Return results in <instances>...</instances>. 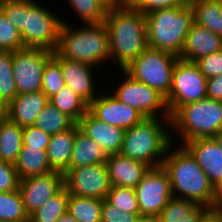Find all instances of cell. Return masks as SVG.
<instances>
[{"mask_svg":"<svg viewBox=\"0 0 222 222\" xmlns=\"http://www.w3.org/2000/svg\"><path fill=\"white\" fill-rule=\"evenodd\" d=\"M110 43V61L124 70L147 47L146 17L132 4L108 8L104 20Z\"/></svg>","mask_w":222,"mask_h":222,"instance_id":"1","label":"cell"},{"mask_svg":"<svg viewBox=\"0 0 222 222\" xmlns=\"http://www.w3.org/2000/svg\"><path fill=\"white\" fill-rule=\"evenodd\" d=\"M171 144L162 162L170 181L172 197L191 200L215 210L216 189L192 154L180 144Z\"/></svg>","mask_w":222,"mask_h":222,"instance_id":"2","label":"cell"},{"mask_svg":"<svg viewBox=\"0 0 222 222\" xmlns=\"http://www.w3.org/2000/svg\"><path fill=\"white\" fill-rule=\"evenodd\" d=\"M169 129L170 118H144L138 125L125 130L119 153L151 168L160 167L168 148L175 143Z\"/></svg>","mask_w":222,"mask_h":222,"instance_id":"3","label":"cell"},{"mask_svg":"<svg viewBox=\"0 0 222 222\" xmlns=\"http://www.w3.org/2000/svg\"><path fill=\"white\" fill-rule=\"evenodd\" d=\"M56 52L63 58L97 66L110 61V43L105 23L74 27L62 20Z\"/></svg>","mask_w":222,"mask_h":222,"instance_id":"4","label":"cell"},{"mask_svg":"<svg viewBox=\"0 0 222 222\" xmlns=\"http://www.w3.org/2000/svg\"><path fill=\"white\" fill-rule=\"evenodd\" d=\"M145 17L148 47L179 56L194 22L190 5L158 9Z\"/></svg>","mask_w":222,"mask_h":222,"instance_id":"5","label":"cell"},{"mask_svg":"<svg viewBox=\"0 0 222 222\" xmlns=\"http://www.w3.org/2000/svg\"><path fill=\"white\" fill-rule=\"evenodd\" d=\"M171 131L183 142L210 138L222 131V101L205 98L180 106L171 116Z\"/></svg>","mask_w":222,"mask_h":222,"instance_id":"6","label":"cell"},{"mask_svg":"<svg viewBox=\"0 0 222 222\" xmlns=\"http://www.w3.org/2000/svg\"><path fill=\"white\" fill-rule=\"evenodd\" d=\"M178 59L173 53L147 47L124 71L167 98L172 86V72Z\"/></svg>","mask_w":222,"mask_h":222,"instance_id":"7","label":"cell"},{"mask_svg":"<svg viewBox=\"0 0 222 222\" xmlns=\"http://www.w3.org/2000/svg\"><path fill=\"white\" fill-rule=\"evenodd\" d=\"M50 11L37 0H28L25 29L21 33L24 47L56 51L63 19Z\"/></svg>","mask_w":222,"mask_h":222,"instance_id":"8","label":"cell"},{"mask_svg":"<svg viewBox=\"0 0 222 222\" xmlns=\"http://www.w3.org/2000/svg\"><path fill=\"white\" fill-rule=\"evenodd\" d=\"M207 98V78L194 62L178 59L166 104L170 116L182 105Z\"/></svg>","mask_w":222,"mask_h":222,"instance_id":"9","label":"cell"},{"mask_svg":"<svg viewBox=\"0 0 222 222\" xmlns=\"http://www.w3.org/2000/svg\"><path fill=\"white\" fill-rule=\"evenodd\" d=\"M122 76L125 78L124 81L117 84V89L112 92L118 100L133 107L145 118H159L160 116L170 118L166 98L163 95L145 83L133 79L124 70H122Z\"/></svg>","mask_w":222,"mask_h":222,"instance_id":"10","label":"cell"},{"mask_svg":"<svg viewBox=\"0 0 222 222\" xmlns=\"http://www.w3.org/2000/svg\"><path fill=\"white\" fill-rule=\"evenodd\" d=\"M53 51L25 47L13 51V76L18 94L41 90L43 71Z\"/></svg>","mask_w":222,"mask_h":222,"instance_id":"11","label":"cell"},{"mask_svg":"<svg viewBox=\"0 0 222 222\" xmlns=\"http://www.w3.org/2000/svg\"><path fill=\"white\" fill-rule=\"evenodd\" d=\"M134 190L140 217L156 219L172 198L169 176L162 166L150 168Z\"/></svg>","mask_w":222,"mask_h":222,"instance_id":"12","label":"cell"},{"mask_svg":"<svg viewBox=\"0 0 222 222\" xmlns=\"http://www.w3.org/2000/svg\"><path fill=\"white\" fill-rule=\"evenodd\" d=\"M64 187L72 195L104 200L111 188L106 163L69 168Z\"/></svg>","mask_w":222,"mask_h":222,"instance_id":"13","label":"cell"},{"mask_svg":"<svg viewBox=\"0 0 222 222\" xmlns=\"http://www.w3.org/2000/svg\"><path fill=\"white\" fill-rule=\"evenodd\" d=\"M63 188L64 174L57 171L20 179L19 181V191L29 216Z\"/></svg>","mask_w":222,"mask_h":222,"instance_id":"14","label":"cell"},{"mask_svg":"<svg viewBox=\"0 0 222 222\" xmlns=\"http://www.w3.org/2000/svg\"><path fill=\"white\" fill-rule=\"evenodd\" d=\"M98 120L121 129L138 125L145 117L133 107L121 102L111 93L99 94L88 106Z\"/></svg>","mask_w":222,"mask_h":222,"instance_id":"15","label":"cell"},{"mask_svg":"<svg viewBox=\"0 0 222 222\" xmlns=\"http://www.w3.org/2000/svg\"><path fill=\"white\" fill-rule=\"evenodd\" d=\"M52 57L61 66L65 85L90 104L99 95L97 93H100L96 91L99 85H97L98 83L94 80L95 76H93V69L96 67L83 62L63 58L56 51L53 52Z\"/></svg>","mask_w":222,"mask_h":222,"instance_id":"16","label":"cell"},{"mask_svg":"<svg viewBox=\"0 0 222 222\" xmlns=\"http://www.w3.org/2000/svg\"><path fill=\"white\" fill-rule=\"evenodd\" d=\"M183 146L192 154L210 183L217 189L222 183V147L213 138H196Z\"/></svg>","mask_w":222,"mask_h":222,"instance_id":"17","label":"cell"},{"mask_svg":"<svg viewBox=\"0 0 222 222\" xmlns=\"http://www.w3.org/2000/svg\"><path fill=\"white\" fill-rule=\"evenodd\" d=\"M79 129L107 154L120 152L125 130L95 118L89 111L77 122Z\"/></svg>","mask_w":222,"mask_h":222,"instance_id":"18","label":"cell"},{"mask_svg":"<svg viewBox=\"0 0 222 222\" xmlns=\"http://www.w3.org/2000/svg\"><path fill=\"white\" fill-rule=\"evenodd\" d=\"M105 163L111 186L133 189L151 168L144 162L131 159L120 153L108 155Z\"/></svg>","mask_w":222,"mask_h":222,"instance_id":"19","label":"cell"},{"mask_svg":"<svg viewBox=\"0 0 222 222\" xmlns=\"http://www.w3.org/2000/svg\"><path fill=\"white\" fill-rule=\"evenodd\" d=\"M222 49V37L195 22L189 29L179 59L195 62L197 59Z\"/></svg>","mask_w":222,"mask_h":222,"instance_id":"20","label":"cell"},{"mask_svg":"<svg viewBox=\"0 0 222 222\" xmlns=\"http://www.w3.org/2000/svg\"><path fill=\"white\" fill-rule=\"evenodd\" d=\"M48 102L49 99L41 90L18 94L7 105V117L22 128L32 126Z\"/></svg>","mask_w":222,"mask_h":222,"instance_id":"21","label":"cell"},{"mask_svg":"<svg viewBox=\"0 0 222 222\" xmlns=\"http://www.w3.org/2000/svg\"><path fill=\"white\" fill-rule=\"evenodd\" d=\"M78 129L79 126L75 123L70 129L51 135L46 154L54 171L64 174L70 168L74 138Z\"/></svg>","mask_w":222,"mask_h":222,"instance_id":"22","label":"cell"},{"mask_svg":"<svg viewBox=\"0 0 222 222\" xmlns=\"http://www.w3.org/2000/svg\"><path fill=\"white\" fill-rule=\"evenodd\" d=\"M210 210L203 204L172 197L155 220L156 222H200Z\"/></svg>","mask_w":222,"mask_h":222,"instance_id":"23","label":"cell"},{"mask_svg":"<svg viewBox=\"0 0 222 222\" xmlns=\"http://www.w3.org/2000/svg\"><path fill=\"white\" fill-rule=\"evenodd\" d=\"M108 155L80 129L76 131L70 168L105 163Z\"/></svg>","mask_w":222,"mask_h":222,"instance_id":"24","label":"cell"},{"mask_svg":"<svg viewBox=\"0 0 222 222\" xmlns=\"http://www.w3.org/2000/svg\"><path fill=\"white\" fill-rule=\"evenodd\" d=\"M19 179L44 175L54 170L46 154V150L22 146L14 164Z\"/></svg>","mask_w":222,"mask_h":222,"instance_id":"25","label":"cell"},{"mask_svg":"<svg viewBox=\"0 0 222 222\" xmlns=\"http://www.w3.org/2000/svg\"><path fill=\"white\" fill-rule=\"evenodd\" d=\"M195 23L222 37V0H190Z\"/></svg>","mask_w":222,"mask_h":222,"instance_id":"26","label":"cell"},{"mask_svg":"<svg viewBox=\"0 0 222 222\" xmlns=\"http://www.w3.org/2000/svg\"><path fill=\"white\" fill-rule=\"evenodd\" d=\"M23 146V128L6 117L0 123V161L15 164Z\"/></svg>","mask_w":222,"mask_h":222,"instance_id":"27","label":"cell"},{"mask_svg":"<svg viewBox=\"0 0 222 222\" xmlns=\"http://www.w3.org/2000/svg\"><path fill=\"white\" fill-rule=\"evenodd\" d=\"M103 200L70 194L67 211L78 222H101Z\"/></svg>","mask_w":222,"mask_h":222,"instance_id":"28","label":"cell"},{"mask_svg":"<svg viewBox=\"0 0 222 222\" xmlns=\"http://www.w3.org/2000/svg\"><path fill=\"white\" fill-rule=\"evenodd\" d=\"M49 102L61 112L66 113L76 123L86 114L89 104L65 85Z\"/></svg>","mask_w":222,"mask_h":222,"instance_id":"29","label":"cell"},{"mask_svg":"<svg viewBox=\"0 0 222 222\" xmlns=\"http://www.w3.org/2000/svg\"><path fill=\"white\" fill-rule=\"evenodd\" d=\"M75 123L66 113L61 112L48 102L38 115L34 126L50 135H55L58 132L70 129Z\"/></svg>","mask_w":222,"mask_h":222,"instance_id":"30","label":"cell"},{"mask_svg":"<svg viewBox=\"0 0 222 222\" xmlns=\"http://www.w3.org/2000/svg\"><path fill=\"white\" fill-rule=\"evenodd\" d=\"M70 194L64 187L42 207L29 216V222H57L67 212Z\"/></svg>","mask_w":222,"mask_h":222,"instance_id":"31","label":"cell"},{"mask_svg":"<svg viewBox=\"0 0 222 222\" xmlns=\"http://www.w3.org/2000/svg\"><path fill=\"white\" fill-rule=\"evenodd\" d=\"M17 95L13 76V52L0 51V100L8 105Z\"/></svg>","mask_w":222,"mask_h":222,"instance_id":"32","label":"cell"},{"mask_svg":"<svg viewBox=\"0 0 222 222\" xmlns=\"http://www.w3.org/2000/svg\"><path fill=\"white\" fill-rule=\"evenodd\" d=\"M0 221H29L19 189L0 192Z\"/></svg>","mask_w":222,"mask_h":222,"instance_id":"33","label":"cell"},{"mask_svg":"<svg viewBox=\"0 0 222 222\" xmlns=\"http://www.w3.org/2000/svg\"><path fill=\"white\" fill-rule=\"evenodd\" d=\"M69 5L84 24L104 22L108 7L101 0H68Z\"/></svg>","mask_w":222,"mask_h":222,"instance_id":"34","label":"cell"},{"mask_svg":"<svg viewBox=\"0 0 222 222\" xmlns=\"http://www.w3.org/2000/svg\"><path fill=\"white\" fill-rule=\"evenodd\" d=\"M105 200L128 213H140L138 200L133 188L111 186Z\"/></svg>","mask_w":222,"mask_h":222,"instance_id":"35","label":"cell"},{"mask_svg":"<svg viewBox=\"0 0 222 222\" xmlns=\"http://www.w3.org/2000/svg\"><path fill=\"white\" fill-rule=\"evenodd\" d=\"M65 86L64 76L61 71V66L52 57L45 65L43 71L41 91L49 99L57 94Z\"/></svg>","mask_w":222,"mask_h":222,"instance_id":"36","label":"cell"},{"mask_svg":"<svg viewBox=\"0 0 222 222\" xmlns=\"http://www.w3.org/2000/svg\"><path fill=\"white\" fill-rule=\"evenodd\" d=\"M0 9L21 34L25 29L28 0H0Z\"/></svg>","mask_w":222,"mask_h":222,"instance_id":"37","label":"cell"},{"mask_svg":"<svg viewBox=\"0 0 222 222\" xmlns=\"http://www.w3.org/2000/svg\"><path fill=\"white\" fill-rule=\"evenodd\" d=\"M25 48L21 34L7 20L0 9V51H16Z\"/></svg>","mask_w":222,"mask_h":222,"instance_id":"38","label":"cell"},{"mask_svg":"<svg viewBox=\"0 0 222 222\" xmlns=\"http://www.w3.org/2000/svg\"><path fill=\"white\" fill-rule=\"evenodd\" d=\"M199 71L208 79L222 75V49L201 57L194 62Z\"/></svg>","mask_w":222,"mask_h":222,"instance_id":"39","label":"cell"},{"mask_svg":"<svg viewBox=\"0 0 222 222\" xmlns=\"http://www.w3.org/2000/svg\"><path fill=\"white\" fill-rule=\"evenodd\" d=\"M51 135L32 125L23 128V146L46 150Z\"/></svg>","mask_w":222,"mask_h":222,"instance_id":"40","label":"cell"},{"mask_svg":"<svg viewBox=\"0 0 222 222\" xmlns=\"http://www.w3.org/2000/svg\"><path fill=\"white\" fill-rule=\"evenodd\" d=\"M140 213H128L103 200L101 222H135Z\"/></svg>","mask_w":222,"mask_h":222,"instance_id":"41","label":"cell"},{"mask_svg":"<svg viewBox=\"0 0 222 222\" xmlns=\"http://www.w3.org/2000/svg\"><path fill=\"white\" fill-rule=\"evenodd\" d=\"M19 181L14 164L0 161V192L18 190Z\"/></svg>","mask_w":222,"mask_h":222,"instance_id":"42","label":"cell"},{"mask_svg":"<svg viewBox=\"0 0 222 222\" xmlns=\"http://www.w3.org/2000/svg\"><path fill=\"white\" fill-rule=\"evenodd\" d=\"M190 0H134L131 4L142 14L175 6H186Z\"/></svg>","mask_w":222,"mask_h":222,"instance_id":"43","label":"cell"},{"mask_svg":"<svg viewBox=\"0 0 222 222\" xmlns=\"http://www.w3.org/2000/svg\"><path fill=\"white\" fill-rule=\"evenodd\" d=\"M207 98L222 101V75L207 79Z\"/></svg>","mask_w":222,"mask_h":222,"instance_id":"44","label":"cell"},{"mask_svg":"<svg viewBox=\"0 0 222 222\" xmlns=\"http://www.w3.org/2000/svg\"><path fill=\"white\" fill-rule=\"evenodd\" d=\"M200 222H222V214L216 210H210Z\"/></svg>","mask_w":222,"mask_h":222,"instance_id":"45","label":"cell"},{"mask_svg":"<svg viewBox=\"0 0 222 222\" xmlns=\"http://www.w3.org/2000/svg\"><path fill=\"white\" fill-rule=\"evenodd\" d=\"M215 210L222 214V183L216 189Z\"/></svg>","mask_w":222,"mask_h":222,"instance_id":"46","label":"cell"},{"mask_svg":"<svg viewBox=\"0 0 222 222\" xmlns=\"http://www.w3.org/2000/svg\"><path fill=\"white\" fill-rule=\"evenodd\" d=\"M57 222H78L68 211L63 214Z\"/></svg>","mask_w":222,"mask_h":222,"instance_id":"47","label":"cell"},{"mask_svg":"<svg viewBox=\"0 0 222 222\" xmlns=\"http://www.w3.org/2000/svg\"><path fill=\"white\" fill-rule=\"evenodd\" d=\"M7 117V105L0 100V123Z\"/></svg>","mask_w":222,"mask_h":222,"instance_id":"48","label":"cell"},{"mask_svg":"<svg viewBox=\"0 0 222 222\" xmlns=\"http://www.w3.org/2000/svg\"><path fill=\"white\" fill-rule=\"evenodd\" d=\"M108 8L119 5L120 3L117 0H101Z\"/></svg>","mask_w":222,"mask_h":222,"instance_id":"49","label":"cell"},{"mask_svg":"<svg viewBox=\"0 0 222 222\" xmlns=\"http://www.w3.org/2000/svg\"><path fill=\"white\" fill-rule=\"evenodd\" d=\"M135 222H156V220L148 217H140Z\"/></svg>","mask_w":222,"mask_h":222,"instance_id":"50","label":"cell"},{"mask_svg":"<svg viewBox=\"0 0 222 222\" xmlns=\"http://www.w3.org/2000/svg\"><path fill=\"white\" fill-rule=\"evenodd\" d=\"M213 138L217 141L218 145L222 147V131L218 133L216 136H214Z\"/></svg>","mask_w":222,"mask_h":222,"instance_id":"51","label":"cell"},{"mask_svg":"<svg viewBox=\"0 0 222 222\" xmlns=\"http://www.w3.org/2000/svg\"><path fill=\"white\" fill-rule=\"evenodd\" d=\"M120 4H131L134 0H117Z\"/></svg>","mask_w":222,"mask_h":222,"instance_id":"52","label":"cell"},{"mask_svg":"<svg viewBox=\"0 0 222 222\" xmlns=\"http://www.w3.org/2000/svg\"><path fill=\"white\" fill-rule=\"evenodd\" d=\"M0 222H29V221H0Z\"/></svg>","mask_w":222,"mask_h":222,"instance_id":"53","label":"cell"}]
</instances>
